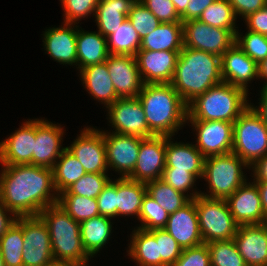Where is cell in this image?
<instances>
[{"instance_id": "1", "label": "cell", "mask_w": 267, "mask_h": 266, "mask_svg": "<svg viewBox=\"0 0 267 266\" xmlns=\"http://www.w3.org/2000/svg\"><path fill=\"white\" fill-rule=\"evenodd\" d=\"M2 166L0 198L17 217L38 216L43 209L57 204L53 169L31 164Z\"/></svg>"}, {"instance_id": "2", "label": "cell", "mask_w": 267, "mask_h": 266, "mask_svg": "<svg viewBox=\"0 0 267 266\" xmlns=\"http://www.w3.org/2000/svg\"><path fill=\"white\" fill-rule=\"evenodd\" d=\"M221 82L220 56L183 46L170 84L187 105Z\"/></svg>"}, {"instance_id": "3", "label": "cell", "mask_w": 267, "mask_h": 266, "mask_svg": "<svg viewBox=\"0 0 267 266\" xmlns=\"http://www.w3.org/2000/svg\"><path fill=\"white\" fill-rule=\"evenodd\" d=\"M137 97L154 135L172 137L186 123L188 105L170 83L144 84Z\"/></svg>"}, {"instance_id": "4", "label": "cell", "mask_w": 267, "mask_h": 266, "mask_svg": "<svg viewBox=\"0 0 267 266\" xmlns=\"http://www.w3.org/2000/svg\"><path fill=\"white\" fill-rule=\"evenodd\" d=\"M39 216L48 227L56 265L87 266L90 256L82 245L80 223L58 204L43 209Z\"/></svg>"}, {"instance_id": "5", "label": "cell", "mask_w": 267, "mask_h": 266, "mask_svg": "<svg viewBox=\"0 0 267 266\" xmlns=\"http://www.w3.org/2000/svg\"><path fill=\"white\" fill-rule=\"evenodd\" d=\"M247 92L221 82L188 104V121H226L234 123L251 105Z\"/></svg>"}, {"instance_id": "6", "label": "cell", "mask_w": 267, "mask_h": 266, "mask_svg": "<svg viewBox=\"0 0 267 266\" xmlns=\"http://www.w3.org/2000/svg\"><path fill=\"white\" fill-rule=\"evenodd\" d=\"M232 153L249 168L267 155V126L251 105L233 123Z\"/></svg>"}, {"instance_id": "7", "label": "cell", "mask_w": 267, "mask_h": 266, "mask_svg": "<svg viewBox=\"0 0 267 266\" xmlns=\"http://www.w3.org/2000/svg\"><path fill=\"white\" fill-rule=\"evenodd\" d=\"M249 167L234 153L210 156L204 160L203 177L209 184L208 198L227 199L247 180L242 167Z\"/></svg>"}, {"instance_id": "8", "label": "cell", "mask_w": 267, "mask_h": 266, "mask_svg": "<svg viewBox=\"0 0 267 266\" xmlns=\"http://www.w3.org/2000/svg\"><path fill=\"white\" fill-rule=\"evenodd\" d=\"M194 200L204 243L234 238L239 225L230 213L225 199L199 195Z\"/></svg>"}, {"instance_id": "9", "label": "cell", "mask_w": 267, "mask_h": 266, "mask_svg": "<svg viewBox=\"0 0 267 266\" xmlns=\"http://www.w3.org/2000/svg\"><path fill=\"white\" fill-rule=\"evenodd\" d=\"M183 46L222 56L236 41L238 30L213 27L198 19L182 22Z\"/></svg>"}, {"instance_id": "10", "label": "cell", "mask_w": 267, "mask_h": 266, "mask_svg": "<svg viewBox=\"0 0 267 266\" xmlns=\"http://www.w3.org/2000/svg\"><path fill=\"white\" fill-rule=\"evenodd\" d=\"M23 266H56L49 230L42 218L22 216Z\"/></svg>"}, {"instance_id": "11", "label": "cell", "mask_w": 267, "mask_h": 266, "mask_svg": "<svg viewBox=\"0 0 267 266\" xmlns=\"http://www.w3.org/2000/svg\"><path fill=\"white\" fill-rule=\"evenodd\" d=\"M107 108L114 132L141 138L154 136L148 128L145 112L138 97L118 98Z\"/></svg>"}, {"instance_id": "12", "label": "cell", "mask_w": 267, "mask_h": 266, "mask_svg": "<svg viewBox=\"0 0 267 266\" xmlns=\"http://www.w3.org/2000/svg\"><path fill=\"white\" fill-rule=\"evenodd\" d=\"M79 135L66 148L79 160L86 173H106L108 164L104 131L87 127Z\"/></svg>"}, {"instance_id": "13", "label": "cell", "mask_w": 267, "mask_h": 266, "mask_svg": "<svg viewBox=\"0 0 267 266\" xmlns=\"http://www.w3.org/2000/svg\"><path fill=\"white\" fill-rule=\"evenodd\" d=\"M166 164V136L142 138L138 159L129 179L147 183L160 179Z\"/></svg>"}, {"instance_id": "14", "label": "cell", "mask_w": 267, "mask_h": 266, "mask_svg": "<svg viewBox=\"0 0 267 266\" xmlns=\"http://www.w3.org/2000/svg\"><path fill=\"white\" fill-rule=\"evenodd\" d=\"M197 135L196 148L205 158L232 153L233 123L226 121H190Z\"/></svg>"}, {"instance_id": "15", "label": "cell", "mask_w": 267, "mask_h": 266, "mask_svg": "<svg viewBox=\"0 0 267 266\" xmlns=\"http://www.w3.org/2000/svg\"><path fill=\"white\" fill-rule=\"evenodd\" d=\"M104 140L108 168L120 172L121 178L129 177L136 165L142 138L104 131Z\"/></svg>"}, {"instance_id": "16", "label": "cell", "mask_w": 267, "mask_h": 266, "mask_svg": "<svg viewBox=\"0 0 267 266\" xmlns=\"http://www.w3.org/2000/svg\"><path fill=\"white\" fill-rule=\"evenodd\" d=\"M179 53L180 51L139 49L135 58L143 84L170 83Z\"/></svg>"}, {"instance_id": "17", "label": "cell", "mask_w": 267, "mask_h": 266, "mask_svg": "<svg viewBox=\"0 0 267 266\" xmlns=\"http://www.w3.org/2000/svg\"><path fill=\"white\" fill-rule=\"evenodd\" d=\"M107 69L118 98H134L139 95L144 84L135 56L109 54Z\"/></svg>"}, {"instance_id": "18", "label": "cell", "mask_w": 267, "mask_h": 266, "mask_svg": "<svg viewBox=\"0 0 267 266\" xmlns=\"http://www.w3.org/2000/svg\"><path fill=\"white\" fill-rule=\"evenodd\" d=\"M251 183L245 182L226 199L230 213L239 226L267 223L257 184L254 181Z\"/></svg>"}, {"instance_id": "19", "label": "cell", "mask_w": 267, "mask_h": 266, "mask_svg": "<svg viewBox=\"0 0 267 266\" xmlns=\"http://www.w3.org/2000/svg\"><path fill=\"white\" fill-rule=\"evenodd\" d=\"M166 230L182 249L203 244L195 200L191 199L176 212L169 214Z\"/></svg>"}, {"instance_id": "20", "label": "cell", "mask_w": 267, "mask_h": 266, "mask_svg": "<svg viewBox=\"0 0 267 266\" xmlns=\"http://www.w3.org/2000/svg\"><path fill=\"white\" fill-rule=\"evenodd\" d=\"M36 119L26 121L15 133L0 143L1 165H32Z\"/></svg>"}, {"instance_id": "21", "label": "cell", "mask_w": 267, "mask_h": 266, "mask_svg": "<svg viewBox=\"0 0 267 266\" xmlns=\"http://www.w3.org/2000/svg\"><path fill=\"white\" fill-rule=\"evenodd\" d=\"M63 129L46 120L36 119V141L32 154V165L53 169L66 147H61ZM61 148V149H60Z\"/></svg>"}, {"instance_id": "22", "label": "cell", "mask_w": 267, "mask_h": 266, "mask_svg": "<svg viewBox=\"0 0 267 266\" xmlns=\"http://www.w3.org/2000/svg\"><path fill=\"white\" fill-rule=\"evenodd\" d=\"M233 240L247 266H267V223L241 225Z\"/></svg>"}, {"instance_id": "23", "label": "cell", "mask_w": 267, "mask_h": 266, "mask_svg": "<svg viewBox=\"0 0 267 266\" xmlns=\"http://www.w3.org/2000/svg\"><path fill=\"white\" fill-rule=\"evenodd\" d=\"M223 82L248 92V82L258 78V64L236 43L221 56Z\"/></svg>"}, {"instance_id": "24", "label": "cell", "mask_w": 267, "mask_h": 266, "mask_svg": "<svg viewBox=\"0 0 267 266\" xmlns=\"http://www.w3.org/2000/svg\"><path fill=\"white\" fill-rule=\"evenodd\" d=\"M59 28L47 29L43 34L44 48L55 61L61 64H77V27L64 23ZM73 25V27H72ZM76 27V28H74ZM75 29V30H74Z\"/></svg>"}, {"instance_id": "25", "label": "cell", "mask_w": 267, "mask_h": 266, "mask_svg": "<svg viewBox=\"0 0 267 266\" xmlns=\"http://www.w3.org/2000/svg\"><path fill=\"white\" fill-rule=\"evenodd\" d=\"M171 136H166V164L164 170H185L197 179L203 177V154L195 144L173 143Z\"/></svg>"}, {"instance_id": "26", "label": "cell", "mask_w": 267, "mask_h": 266, "mask_svg": "<svg viewBox=\"0 0 267 266\" xmlns=\"http://www.w3.org/2000/svg\"><path fill=\"white\" fill-rule=\"evenodd\" d=\"M80 75L88 93L106 105V108L118 99L107 69V60L81 69Z\"/></svg>"}, {"instance_id": "27", "label": "cell", "mask_w": 267, "mask_h": 266, "mask_svg": "<svg viewBox=\"0 0 267 266\" xmlns=\"http://www.w3.org/2000/svg\"><path fill=\"white\" fill-rule=\"evenodd\" d=\"M76 44L77 65L80 70L105 62L108 58L106 37L99 32H85L77 28Z\"/></svg>"}, {"instance_id": "28", "label": "cell", "mask_w": 267, "mask_h": 266, "mask_svg": "<svg viewBox=\"0 0 267 266\" xmlns=\"http://www.w3.org/2000/svg\"><path fill=\"white\" fill-rule=\"evenodd\" d=\"M135 2L136 0H100L95 12L98 32L104 37L114 33L127 19Z\"/></svg>"}, {"instance_id": "29", "label": "cell", "mask_w": 267, "mask_h": 266, "mask_svg": "<svg viewBox=\"0 0 267 266\" xmlns=\"http://www.w3.org/2000/svg\"><path fill=\"white\" fill-rule=\"evenodd\" d=\"M147 193L146 184L128 177L117 179L116 216H137Z\"/></svg>"}, {"instance_id": "30", "label": "cell", "mask_w": 267, "mask_h": 266, "mask_svg": "<svg viewBox=\"0 0 267 266\" xmlns=\"http://www.w3.org/2000/svg\"><path fill=\"white\" fill-rule=\"evenodd\" d=\"M182 48V23H160L154 31L141 39L140 45V49L152 51H181Z\"/></svg>"}, {"instance_id": "31", "label": "cell", "mask_w": 267, "mask_h": 266, "mask_svg": "<svg viewBox=\"0 0 267 266\" xmlns=\"http://www.w3.org/2000/svg\"><path fill=\"white\" fill-rule=\"evenodd\" d=\"M112 231L111 218L98 215L80 223L81 241L91 257L107 243Z\"/></svg>"}, {"instance_id": "32", "label": "cell", "mask_w": 267, "mask_h": 266, "mask_svg": "<svg viewBox=\"0 0 267 266\" xmlns=\"http://www.w3.org/2000/svg\"><path fill=\"white\" fill-rule=\"evenodd\" d=\"M146 184L147 194L153 198L168 214L176 212L178 209L186 205L191 199L201 195L200 192L185 195L168 185L164 180L157 179L149 181Z\"/></svg>"}, {"instance_id": "33", "label": "cell", "mask_w": 267, "mask_h": 266, "mask_svg": "<svg viewBox=\"0 0 267 266\" xmlns=\"http://www.w3.org/2000/svg\"><path fill=\"white\" fill-rule=\"evenodd\" d=\"M128 254L139 266H161L158 243L155 237L146 230L135 229L132 233Z\"/></svg>"}, {"instance_id": "34", "label": "cell", "mask_w": 267, "mask_h": 266, "mask_svg": "<svg viewBox=\"0 0 267 266\" xmlns=\"http://www.w3.org/2000/svg\"><path fill=\"white\" fill-rule=\"evenodd\" d=\"M53 167L54 186L57 194L65 191L86 174L82 164L65 148Z\"/></svg>"}, {"instance_id": "35", "label": "cell", "mask_w": 267, "mask_h": 266, "mask_svg": "<svg viewBox=\"0 0 267 266\" xmlns=\"http://www.w3.org/2000/svg\"><path fill=\"white\" fill-rule=\"evenodd\" d=\"M106 42L109 54L135 56L140 49L141 38L127 18L114 33L106 37Z\"/></svg>"}, {"instance_id": "36", "label": "cell", "mask_w": 267, "mask_h": 266, "mask_svg": "<svg viewBox=\"0 0 267 266\" xmlns=\"http://www.w3.org/2000/svg\"><path fill=\"white\" fill-rule=\"evenodd\" d=\"M23 231L22 216L0 238V251L5 266H23Z\"/></svg>"}, {"instance_id": "37", "label": "cell", "mask_w": 267, "mask_h": 266, "mask_svg": "<svg viewBox=\"0 0 267 266\" xmlns=\"http://www.w3.org/2000/svg\"><path fill=\"white\" fill-rule=\"evenodd\" d=\"M57 204L78 223L100 215L95 198L79 195H58Z\"/></svg>"}, {"instance_id": "38", "label": "cell", "mask_w": 267, "mask_h": 266, "mask_svg": "<svg viewBox=\"0 0 267 266\" xmlns=\"http://www.w3.org/2000/svg\"><path fill=\"white\" fill-rule=\"evenodd\" d=\"M235 19L229 0H216L202 12L198 20L213 27L236 30Z\"/></svg>"}, {"instance_id": "39", "label": "cell", "mask_w": 267, "mask_h": 266, "mask_svg": "<svg viewBox=\"0 0 267 266\" xmlns=\"http://www.w3.org/2000/svg\"><path fill=\"white\" fill-rule=\"evenodd\" d=\"M211 266H247L233 239L207 243Z\"/></svg>"}, {"instance_id": "40", "label": "cell", "mask_w": 267, "mask_h": 266, "mask_svg": "<svg viewBox=\"0 0 267 266\" xmlns=\"http://www.w3.org/2000/svg\"><path fill=\"white\" fill-rule=\"evenodd\" d=\"M110 180L106 173H86L58 195H79L96 199Z\"/></svg>"}, {"instance_id": "41", "label": "cell", "mask_w": 267, "mask_h": 266, "mask_svg": "<svg viewBox=\"0 0 267 266\" xmlns=\"http://www.w3.org/2000/svg\"><path fill=\"white\" fill-rule=\"evenodd\" d=\"M168 218V212L146 193L138 218L142 224L138 228L146 231L162 229L166 226Z\"/></svg>"}, {"instance_id": "42", "label": "cell", "mask_w": 267, "mask_h": 266, "mask_svg": "<svg viewBox=\"0 0 267 266\" xmlns=\"http://www.w3.org/2000/svg\"><path fill=\"white\" fill-rule=\"evenodd\" d=\"M127 18L141 39L154 31L161 23L139 0L132 5Z\"/></svg>"}, {"instance_id": "43", "label": "cell", "mask_w": 267, "mask_h": 266, "mask_svg": "<svg viewBox=\"0 0 267 266\" xmlns=\"http://www.w3.org/2000/svg\"><path fill=\"white\" fill-rule=\"evenodd\" d=\"M236 33L235 43L257 64L267 58V36L248 30L245 36L241 37Z\"/></svg>"}, {"instance_id": "44", "label": "cell", "mask_w": 267, "mask_h": 266, "mask_svg": "<svg viewBox=\"0 0 267 266\" xmlns=\"http://www.w3.org/2000/svg\"><path fill=\"white\" fill-rule=\"evenodd\" d=\"M149 232L155 237L158 243L161 266H172L182 253V248L176 240L163 228L152 229Z\"/></svg>"}, {"instance_id": "45", "label": "cell", "mask_w": 267, "mask_h": 266, "mask_svg": "<svg viewBox=\"0 0 267 266\" xmlns=\"http://www.w3.org/2000/svg\"><path fill=\"white\" fill-rule=\"evenodd\" d=\"M63 5V10L65 12L66 23H71L74 25L80 20V18L88 17L91 13L93 16L96 12V7L100 0H60Z\"/></svg>"}, {"instance_id": "46", "label": "cell", "mask_w": 267, "mask_h": 266, "mask_svg": "<svg viewBox=\"0 0 267 266\" xmlns=\"http://www.w3.org/2000/svg\"><path fill=\"white\" fill-rule=\"evenodd\" d=\"M161 23H182L171 0H139Z\"/></svg>"}, {"instance_id": "47", "label": "cell", "mask_w": 267, "mask_h": 266, "mask_svg": "<svg viewBox=\"0 0 267 266\" xmlns=\"http://www.w3.org/2000/svg\"><path fill=\"white\" fill-rule=\"evenodd\" d=\"M172 266H211L210 252L206 243L185 248Z\"/></svg>"}, {"instance_id": "48", "label": "cell", "mask_w": 267, "mask_h": 266, "mask_svg": "<svg viewBox=\"0 0 267 266\" xmlns=\"http://www.w3.org/2000/svg\"><path fill=\"white\" fill-rule=\"evenodd\" d=\"M117 179L110 180L96 198L99 214L105 217H116Z\"/></svg>"}, {"instance_id": "49", "label": "cell", "mask_w": 267, "mask_h": 266, "mask_svg": "<svg viewBox=\"0 0 267 266\" xmlns=\"http://www.w3.org/2000/svg\"><path fill=\"white\" fill-rule=\"evenodd\" d=\"M161 179L168 185H171L175 190L186 193L193 188L197 178L185 170H163Z\"/></svg>"}, {"instance_id": "50", "label": "cell", "mask_w": 267, "mask_h": 266, "mask_svg": "<svg viewBox=\"0 0 267 266\" xmlns=\"http://www.w3.org/2000/svg\"><path fill=\"white\" fill-rule=\"evenodd\" d=\"M249 31L267 36V6L244 18Z\"/></svg>"}, {"instance_id": "51", "label": "cell", "mask_w": 267, "mask_h": 266, "mask_svg": "<svg viewBox=\"0 0 267 266\" xmlns=\"http://www.w3.org/2000/svg\"><path fill=\"white\" fill-rule=\"evenodd\" d=\"M235 16L246 18L250 13L267 6V0H229Z\"/></svg>"}, {"instance_id": "52", "label": "cell", "mask_w": 267, "mask_h": 266, "mask_svg": "<svg viewBox=\"0 0 267 266\" xmlns=\"http://www.w3.org/2000/svg\"><path fill=\"white\" fill-rule=\"evenodd\" d=\"M216 0H190L186 11L181 15V21L199 19L202 12Z\"/></svg>"}, {"instance_id": "53", "label": "cell", "mask_w": 267, "mask_h": 266, "mask_svg": "<svg viewBox=\"0 0 267 266\" xmlns=\"http://www.w3.org/2000/svg\"><path fill=\"white\" fill-rule=\"evenodd\" d=\"M8 212L11 213L13 217L12 216L9 217L7 214ZM16 219H17V216L3 204L0 198V238L16 222Z\"/></svg>"}, {"instance_id": "54", "label": "cell", "mask_w": 267, "mask_h": 266, "mask_svg": "<svg viewBox=\"0 0 267 266\" xmlns=\"http://www.w3.org/2000/svg\"><path fill=\"white\" fill-rule=\"evenodd\" d=\"M251 167L254 181H267V155L257 160Z\"/></svg>"}, {"instance_id": "55", "label": "cell", "mask_w": 267, "mask_h": 266, "mask_svg": "<svg viewBox=\"0 0 267 266\" xmlns=\"http://www.w3.org/2000/svg\"><path fill=\"white\" fill-rule=\"evenodd\" d=\"M260 93H261V98L259 102V107L256 108L253 105L251 106L261 116L262 120L267 126V87L263 86Z\"/></svg>"}, {"instance_id": "56", "label": "cell", "mask_w": 267, "mask_h": 266, "mask_svg": "<svg viewBox=\"0 0 267 266\" xmlns=\"http://www.w3.org/2000/svg\"><path fill=\"white\" fill-rule=\"evenodd\" d=\"M257 184L260 199H261V206L267 219V181H254Z\"/></svg>"}, {"instance_id": "57", "label": "cell", "mask_w": 267, "mask_h": 266, "mask_svg": "<svg viewBox=\"0 0 267 266\" xmlns=\"http://www.w3.org/2000/svg\"><path fill=\"white\" fill-rule=\"evenodd\" d=\"M258 78L265 79L264 87H267V58L258 64Z\"/></svg>"}, {"instance_id": "58", "label": "cell", "mask_w": 267, "mask_h": 266, "mask_svg": "<svg viewBox=\"0 0 267 266\" xmlns=\"http://www.w3.org/2000/svg\"><path fill=\"white\" fill-rule=\"evenodd\" d=\"M174 4L177 13L181 16L185 11L189 4L190 0H171Z\"/></svg>"}, {"instance_id": "59", "label": "cell", "mask_w": 267, "mask_h": 266, "mask_svg": "<svg viewBox=\"0 0 267 266\" xmlns=\"http://www.w3.org/2000/svg\"><path fill=\"white\" fill-rule=\"evenodd\" d=\"M0 266H5L1 251H0Z\"/></svg>"}, {"instance_id": "60", "label": "cell", "mask_w": 267, "mask_h": 266, "mask_svg": "<svg viewBox=\"0 0 267 266\" xmlns=\"http://www.w3.org/2000/svg\"><path fill=\"white\" fill-rule=\"evenodd\" d=\"M56 266H72V265H56Z\"/></svg>"}]
</instances>
